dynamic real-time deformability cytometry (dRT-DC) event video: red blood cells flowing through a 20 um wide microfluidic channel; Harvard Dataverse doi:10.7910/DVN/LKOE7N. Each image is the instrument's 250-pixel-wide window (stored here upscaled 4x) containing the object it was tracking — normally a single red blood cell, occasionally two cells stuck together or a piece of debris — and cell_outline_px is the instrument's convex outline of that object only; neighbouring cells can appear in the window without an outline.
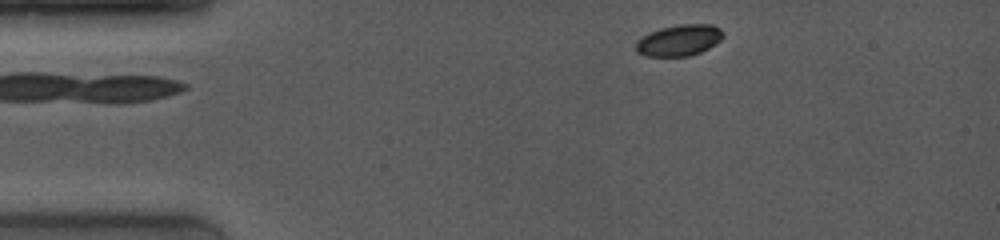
{"species": "common noctule bat (a hibernating species)", "species_latin": "Nyctalus noctula", "temperature_condition": "room temperature", "stored_images_in_passage": 3, "camera_frame_rate_fps": 4000, "um_per_image_px": 0.085, "animal": {"sex": "female", "body_mass_g": 19.0, "forearm_length_mm": 53.3}, "frame": {"image": 1, "passage_image": 3, "time_ms": 1.75, "image_size_px": [1000, 240], "cell_outline_px": [[724, 36], [720, 40], [708, 48], [700, 52], [688, 56], [644, 56], [636, 52], [636, 40], [640, 36], [648, 32], [660, 28], [680, 24], [712, 24], [720, 28], [724, 32]], "centroid_in_image_um": [57.69, 3.41], "position_along_channel_um": 27.3, "area_um2": 16.07}}